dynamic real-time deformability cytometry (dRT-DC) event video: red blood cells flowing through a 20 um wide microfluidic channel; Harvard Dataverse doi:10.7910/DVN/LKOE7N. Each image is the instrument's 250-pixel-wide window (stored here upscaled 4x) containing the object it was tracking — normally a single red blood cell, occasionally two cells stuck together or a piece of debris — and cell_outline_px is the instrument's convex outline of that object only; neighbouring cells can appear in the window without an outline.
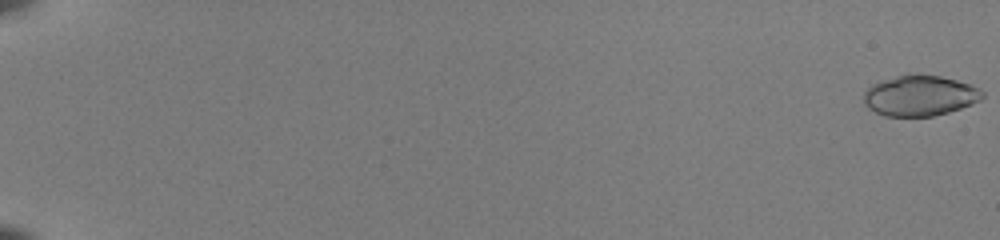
{"species": "common noctule bat (a hibernating species)", "species_latin": "Nyctalus noctula", "temperature_condition": "room temperature", "stored_images_in_passage": 54, "segment_of_instrument_passage": [1, 2], "camera_frame_rate_fps": 3000, "um_per_image_px": 0.085, "animal": {"sex": "female", "body_mass_g": 22.0, "forearm_length_mm": 56.7}, "frame": {"image": 1, "passage_image": 1, "time_ms": 0.0, "image_size_px": [1000, 240], "cell_outline_px": [[984, 96], [980, 100], [972, 104], [948, 112], [932, 116], [884, 116], [868, 108], [864, 104], [864, 92], [872, 84], [880, 80], [908, 72], [916, 72], [940, 76], [972, 84], [980, 88], [984, 92]], "centroid_in_image_um": [78.18, 8.09], "position_along_channel_um": 6.8, "area_um2": 28.61}}
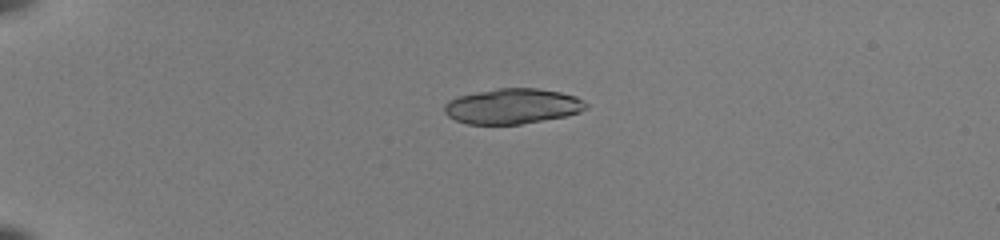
{"frame": {"image": 2, "passage_image": 16, "time_ms": 5.0, "image_size_px": [1000, 240], "cell_outline_px": [[588, 108], [580, 112], [568, 116], [520, 124], [468, 124], [456, 120], [448, 116], [444, 112], [444, 104], [448, 100], [456, 96], [496, 88], [536, 88], [560, 92], [576, 96], [584, 100], [588, 104]], "centroid_in_image_um": [43.57, 9.02], "position_along_channel_um": 41.4, "area_um2": 29.42}}